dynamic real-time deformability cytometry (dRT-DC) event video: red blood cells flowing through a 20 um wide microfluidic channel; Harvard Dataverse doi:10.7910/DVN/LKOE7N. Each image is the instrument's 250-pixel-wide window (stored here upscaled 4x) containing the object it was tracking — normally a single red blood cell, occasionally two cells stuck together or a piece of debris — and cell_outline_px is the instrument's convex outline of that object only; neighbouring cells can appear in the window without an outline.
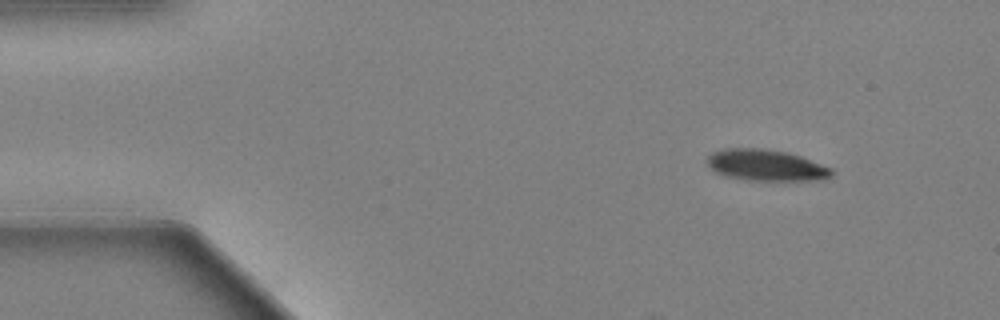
{"species": "Egyptian fruit bat (a non-hibernating species)", "species_latin": "Rousettus aegyptiacus", "temperature_condition": "warm", "stored_images_in_passage": 51, "camera_frame_rate_fps": 3000, "um_per_image_px": 0.085, "animal": {"sex": "female"}, "frame": {"image": 1, "passage_image": 1, "time_ms": 0.0, "image_size_px": [1000, 320], "cell_outline_px": [[832, 176], [808, 180], [748, 180], [724, 176], [716, 172], [708, 164], [708, 156], [712, 152], [724, 148], [760, 148], [788, 152], [800, 156], [832, 168]], "centroid_in_image_um": [65.07, 14.03], "position_along_channel_um": 19.9, "area_um2": 22.43}}
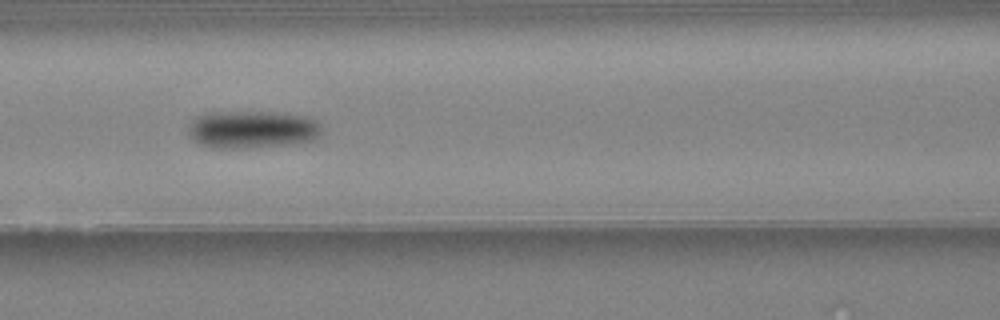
{"frame": {"image": 2, "passage_image": 19, "time_ms": 6.0, "image_size_px": [1000, 320], "cell_outline_px": [[316, 136], [308, 140], [284, 144], [244, 148], [212, 148], [200, 144], [192, 140], [188, 132], [188, 128], [192, 120], [196, 116], [208, 112], [284, 112], [304, 116], [312, 120], [316, 124]], "centroid_in_image_um": [21.26, 10.99], "position_along_channel_um": 145.3, "area_um2": 28.61}}
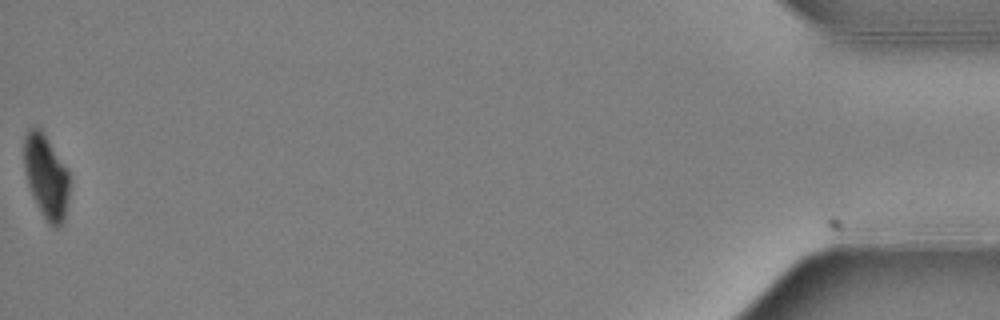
{"frame": {"image": 3, "passage_image": 51, "time_ms": 16.667, "image_size_px": [1000, 320], "cell_outline_px": [[68, 200], [64, 220], [56, 228], [48, 224], [36, 204], [28, 184], [24, 172], [24, 136], [28, 128], [40, 128], [44, 132], [68, 168]], "centroid_in_image_um": [3.91, 14.98], "position_along_channel_um": 431.3, "area_um2": 22.31}, "authors_computed_cell_mechanics": {"area_um2": 25.3742, "velocity_mm_per_s": 3.62, "shape_relaxation_time_tau1_ms": 3.4332, "shape_relaxation_time_tau2_ms": null, "deformation_change_tau1": 0.1522, "deformation_change_tau2": null}}